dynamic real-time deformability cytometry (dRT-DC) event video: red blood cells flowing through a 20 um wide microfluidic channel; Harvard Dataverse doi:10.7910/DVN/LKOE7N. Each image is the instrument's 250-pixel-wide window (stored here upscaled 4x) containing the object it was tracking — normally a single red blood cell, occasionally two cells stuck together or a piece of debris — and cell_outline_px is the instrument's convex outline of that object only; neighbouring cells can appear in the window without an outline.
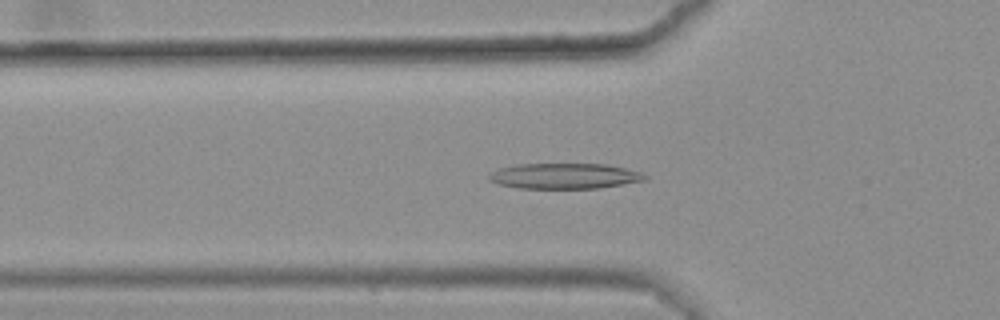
{"species": "common noctule bat (a hibernating species)", "species_latin": "Nyctalus noctula", "temperature_condition": "warm", "stored_images_in_passage": 41, "camera_frame_rate_fps": 3000, "um_per_image_px": 0.085, "animal": {"sex": "female", "body_mass_g": 25.1}, "frame": {"image": 1, "passage_image": 12, "time_ms": 3.667, "image_size_px": [1000, 320], "cell_outline_px": [[648, 180], [600, 188], [520, 188], [500, 184], [488, 180], [488, 176], [492, 172], [500, 168], [516, 164], [608, 164], [640, 172], [648, 176]], "centroid_in_image_um": [48.02, 14.96], "position_along_channel_um": 77.8, "area_um2": 23.18}}
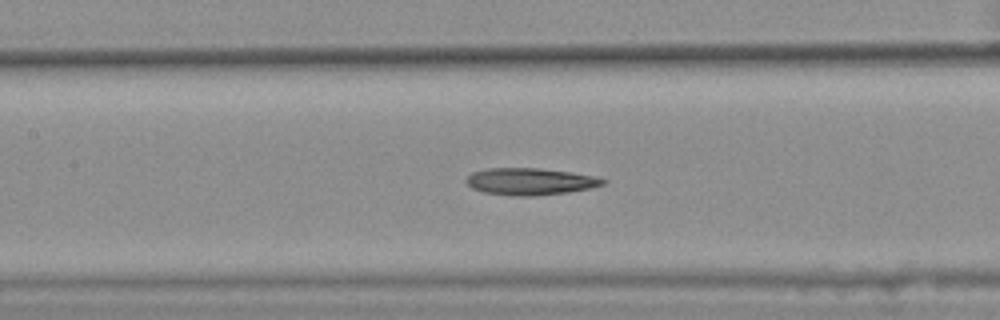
{"frame": {"image": 2, "passage_image": 19, "time_ms": 6.0, "image_size_px": [1000, 320], "cell_outline_px": [[608, 180], [604, 184], [592, 188], [568, 192], [532, 196], [512, 196], [484, 192], [472, 188], [464, 180], [472, 172], [488, 168], [536, 168], [572, 172], [596, 176]], "centroid_in_image_um": [45.08, 15.42], "position_along_channel_um": 162.3, "area_um2": 21.56}}
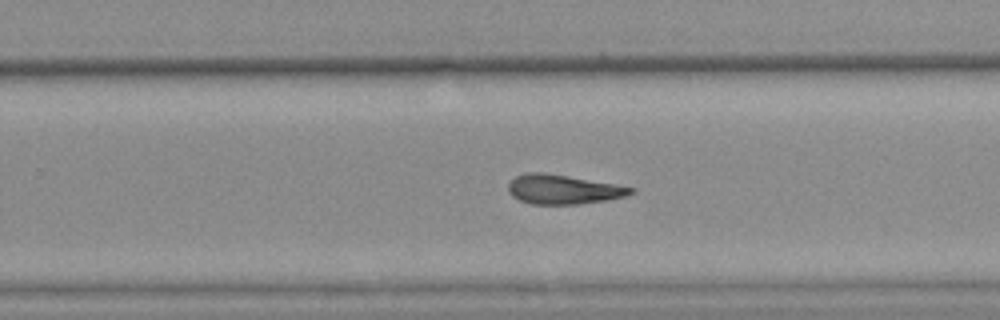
{"frame": {"image": 3, "passage_image": 29, "time_ms": 9.333, "image_size_px": [1000, 320], "cell_outline_px": [[636, 192], [624, 196], [608, 200], [580, 204], [532, 204], [520, 200], [512, 196], [508, 192], [508, 184], [516, 176], [528, 172], [544, 172], [568, 176], [636, 188]], "centroid_in_image_um": [47.86, 16.1], "position_along_channel_um": 281.9, "area_um2": 20.92}, "authors_computed_cell_mechanics": {"area_um2": 21.3282, "velocity_mm_per_s": 3.6049, "shape_relaxation_time_tau1_ms": null, "shape_relaxation_time_tau2_ms": 9.4291, "deformation_change_tau1": null, "deformation_change_tau2": 0.2378}}